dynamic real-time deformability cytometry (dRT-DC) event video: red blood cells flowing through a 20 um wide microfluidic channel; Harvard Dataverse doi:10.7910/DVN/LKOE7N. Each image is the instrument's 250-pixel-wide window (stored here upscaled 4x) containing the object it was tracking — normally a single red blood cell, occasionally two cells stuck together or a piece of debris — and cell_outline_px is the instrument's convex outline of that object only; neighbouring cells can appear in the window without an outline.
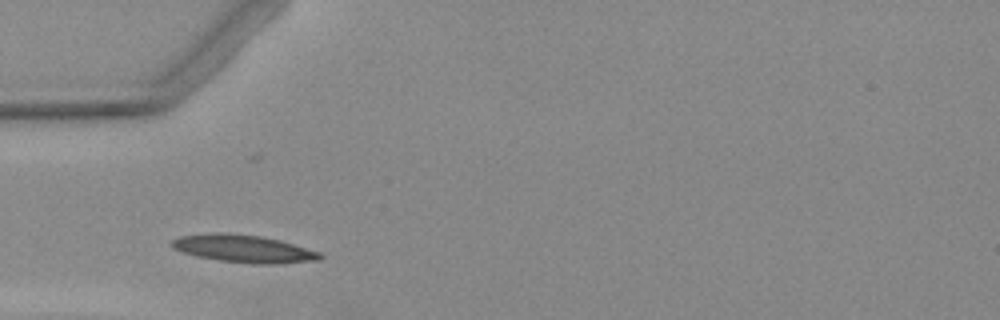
{"species": "Egyptian fruit bat (a non-hibernating species)", "species_latin": "Rousettus aegyptiacus", "temperature_condition": "warm", "stored_images_in_passage": 4, "camera_frame_rate_fps": 3000, "um_per_image_px": 0.085, "animal": {"sex": "female"}, "frame": {"image": 1, "passage_image": 2, "time_ms": 1.0, "image_size_px": [1000, 320], "cell_outline_px": [[324, 256], [320, 260], [280, 264], [256, 264], [220, 260], [196, 256], [172, 248], [168, 244], [172, 240], [180, 236], [260, 236], [280, 240], [320, 252]], "centroid_in_image_um": [20.83, 21.2], "position_along_channel_um": 64.2, "area_um2": 22.66}}
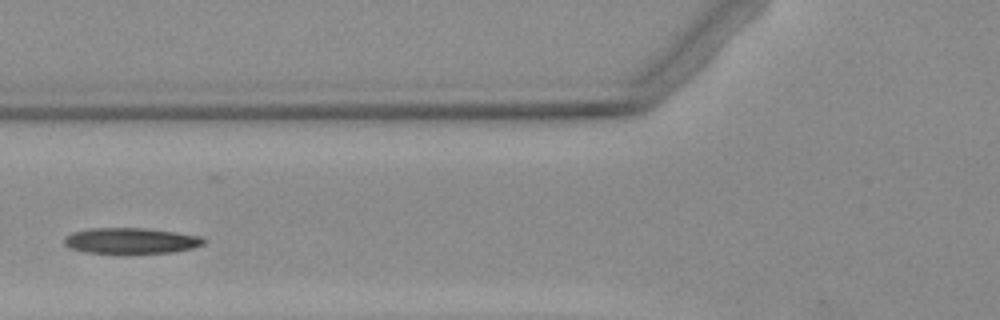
{"frame": {"image": 2, "passage_image": 3, "time_ms": 2.333, "image_size_px": [1000, 320], "cell_outline_px": [[208, 240], [204, 244], [192, 248], [172, 252], [128, 256], [84, 252], [68, 248], [64, 244], [64, 236], [72, 232], [92, 228], [144, 228], [176, 232], [200, 236]], "centroid_in_image_um": [11.1, 20.51], "position_along_channel_um": 114.7, "area_um2": 22.02}}
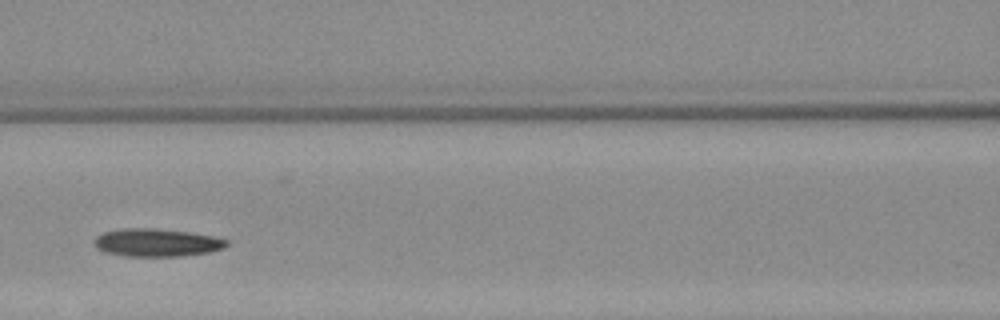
{"frame": {"image": 3, "passage_image": 4, "time_ms": 3.333, "image_size_px": [1000, 320], "cell_outline_px": [[228, 244], [224, 248], [208, 252], [180, 256], [124, 256], [104, 252], [96, 248], [92, 244], [96, 236], [104, 232], [128, 228], [152, 228], [188, 232], [212, 236], [228, 240]], "centroid_in_image_um": [13.28, 20.62], "position_along_channel_um": 153.3, "area_um2": 21.44}}